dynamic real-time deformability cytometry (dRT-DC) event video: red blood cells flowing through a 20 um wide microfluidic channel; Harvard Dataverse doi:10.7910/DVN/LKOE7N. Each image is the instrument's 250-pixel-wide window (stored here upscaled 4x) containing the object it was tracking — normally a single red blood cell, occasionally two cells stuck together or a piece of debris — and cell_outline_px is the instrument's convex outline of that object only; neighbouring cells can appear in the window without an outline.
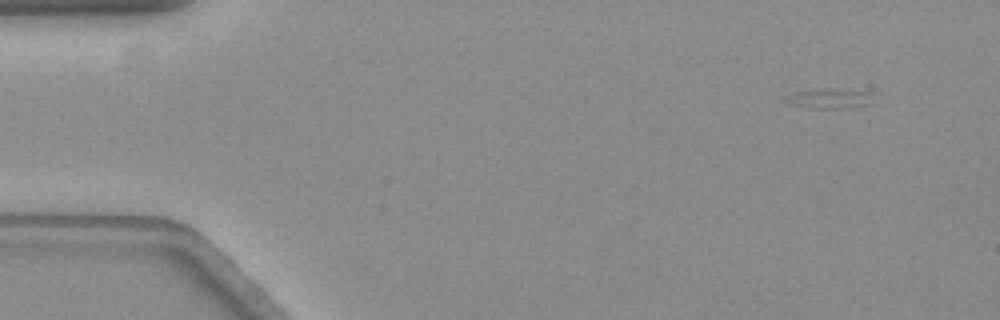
{"species": "common noctule bat (a hibernating species)", "species_latin": "Nyctalus noctula", "temperature_condition": "warm", "stored_images_in_passage": 18, "camera_frame_rate_fps": 3000, "um_per_image_px": 0.085, "animal": {"sex": "female", "body_mass_g": 19.3, "forearm_length_mm": 54.1}, "frame": {"image": 1, "passage_image": 6, "time_ms": 1.667, "image_size_px": [1000, 320], "cell_outline_px": [[872, 96], [868, 104], [844, 108], [816, 108], [788, 104], [780, 100], [784, 96], [796, 92], [824, 88], [828, 88], [872, 92]], "centroid_in_image_um": [70.42, 8.36], "position_along_channel_um": 14.6, "area_um2": 10.12}}